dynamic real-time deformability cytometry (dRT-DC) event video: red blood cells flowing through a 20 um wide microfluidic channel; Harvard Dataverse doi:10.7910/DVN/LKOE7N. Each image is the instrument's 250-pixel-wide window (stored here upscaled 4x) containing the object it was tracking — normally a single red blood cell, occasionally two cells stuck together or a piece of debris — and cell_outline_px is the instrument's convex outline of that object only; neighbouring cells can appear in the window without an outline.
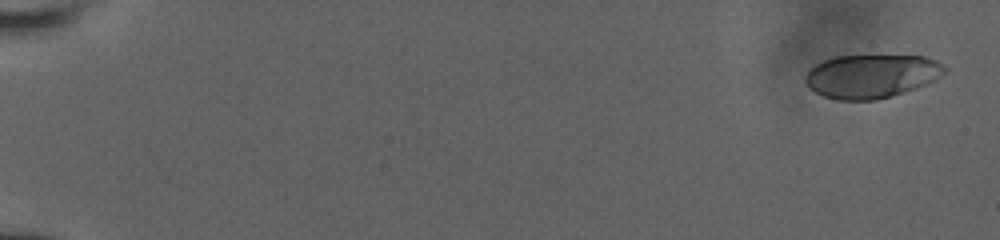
{"species": "human", "species_latin": "Homo sapiens", "temperature_condition": "room temperature", "stored_images_in_passage": 15, "camera_frame_rate_fps": 3000, "um_per_image_px": 0.085, "donor": {"sex": "male"}, "frame": {"image": 1, "passage_image": 1, "time_ms": 0.0, "image_size_px": [1000, 240], "cell_outline_px": [[948, 68], [940, 76], [916, 88], [876, 100], [836, 100], [824, 96], [808, 88], [804, 80], [804, 76], [816, 64], [824, 60], [836, 56], [924, 56], [936, 60], [944, 64]], "centroid_in_image_um": [74.05, 6.47], "position_along_channel_um": 10.9, "area_um2": 35.2}}
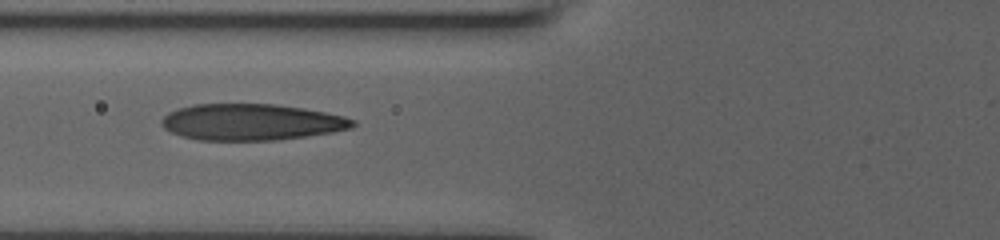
{"frame": {"image": 2, "passage_image": 9, "time_ms": 7.667, "image_size_px": [1000, 240], "cell_outline_px": [[356, 124], [352, 128], [332, 132], [276, 140], [200, 140], [180, 136], [164, 128], [160, 124], [160, 120], [168, 112], [176, 108], [196, 104], [276, 104], [304, 108], [344, 116], [356, 120]], "centroid_in_image_um": [21.34, 10.37], "position_along_channel_um": 104.5, "area_um2": 40.63}}
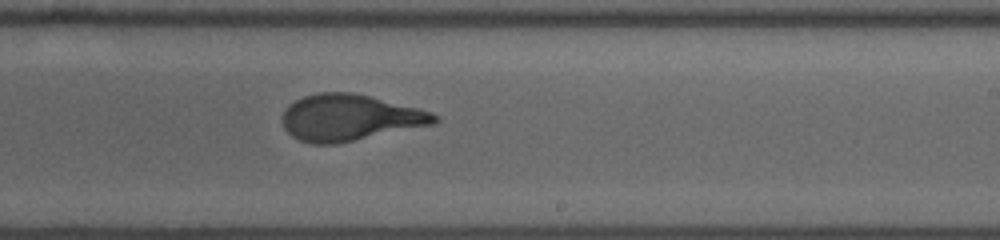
{"frame": {"image": 3, "passage_image": 15, "time_ms": 11.667, "image_size_px": [1000, 240], "cell_outline_px": [[440, 120], [436, 124], [336, 144], [312, 144], [300, 140], [292, 136], [284, 128], [280, 120], [284, 112], [296, 100], [304, 96], [320, 92], [352, 92], [432, 112], [440, 116]], "centroid_in_image_um": [29.74, 10.01], "position_along_channel_um": 259.3, "area_um2": 40.92}}